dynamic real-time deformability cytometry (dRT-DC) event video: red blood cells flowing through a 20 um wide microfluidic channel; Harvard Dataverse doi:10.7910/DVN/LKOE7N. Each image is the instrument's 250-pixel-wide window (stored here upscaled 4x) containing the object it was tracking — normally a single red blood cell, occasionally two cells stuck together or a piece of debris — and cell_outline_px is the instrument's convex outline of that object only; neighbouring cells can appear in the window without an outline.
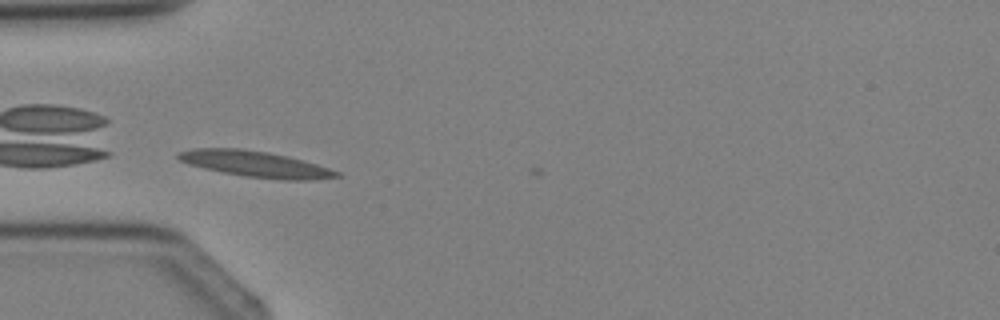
{"species": "Egyptian fruit bat (a non-hibernating species)", "species_latin": "Rousettus aegyptiacus", "temperature_condition": "cold", "stored_images_in_passage": 2, "camera_frame_rate_fps": 3000, "um_per_image_px": 0.085, "animal": {"sex": "female"}, "frame": {"image": 1, "passage_image": 1, "time_ms": 0.0, "image_size_px": [1000, 320], "cell_outline_px": [[340, 176], [308, 180], [284, 180], [244, 176], [204, 168], [188, 164], [180, 160], [176, 156], [176, 152], [196, 148], [240, 148], [268, 152], [288, 156], [304, 160], [340, 172]], "centroid_in_image_um": [21.69, 13.93], "position_along_channel_um": 63.3, "area_um2": 23.87}}
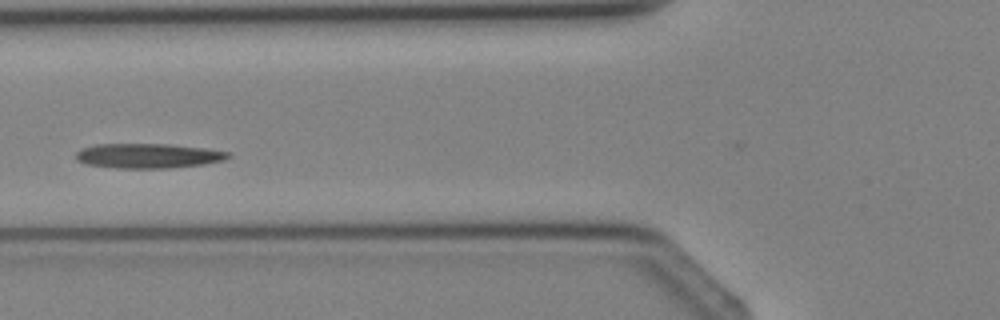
{"frame": {"image": 2, "passage_image": 2, "time_ms": 1.0, "image_size_px": [1000, 320], "cell_outline_px": [[232, 156], [224, 160], [204, 164], [168, 168], [116, 168], [84, 164], [76, 160], [76, 152], [80, 148], [96, 144], [168, 144], [204, 148], [228, 152]], "centroid_in_image_um": [12.55, 13.24], "position_along_channel_um": 113.3, "area_um2": 22.02}}